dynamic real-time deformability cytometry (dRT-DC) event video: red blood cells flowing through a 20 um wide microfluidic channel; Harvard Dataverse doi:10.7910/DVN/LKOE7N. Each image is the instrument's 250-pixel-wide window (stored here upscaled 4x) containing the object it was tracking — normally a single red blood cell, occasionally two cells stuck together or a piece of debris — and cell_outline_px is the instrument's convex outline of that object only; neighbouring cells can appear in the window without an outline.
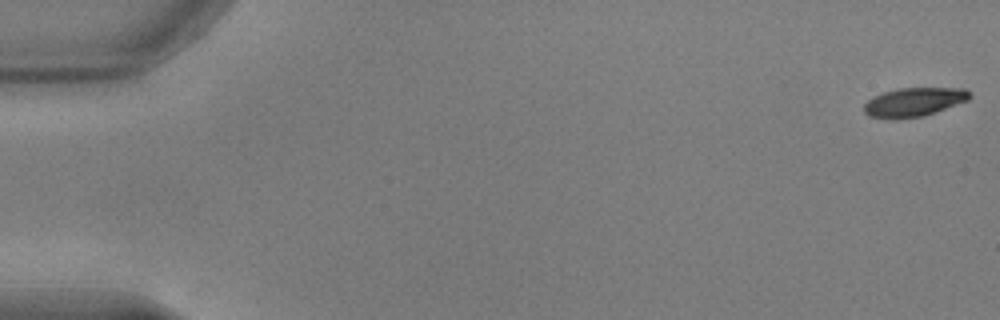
{"species": "common noctule bat (a hibernating species)", "species_latin": "Nyctalus noctula", "temperature_condition": "warm", "stored_images_in_passage": 54, "camera_frame_rate_fps": 3000, "um_per_image_px": 0.085, "animal": {"sex": "male", "body_mass_g": 17.9, "forearm_length_mm": 54.2}, "frame": {"image": 1, "passage_image": 1, "time_ms": 0.0, "image_size_px": [1000, 320], "cell_outline_px": [[972, 96], [968, 100], [936, 112], [924, 116], [896, 120], [892, 120], [868, 116], [864, 112], [864, 104], [872, 96], [896, 88], [964, 88]], "centroid_in_image_um": [77.64, 8.69], "position_along_channel_um": 7.4, "area_um2": 18.03}}
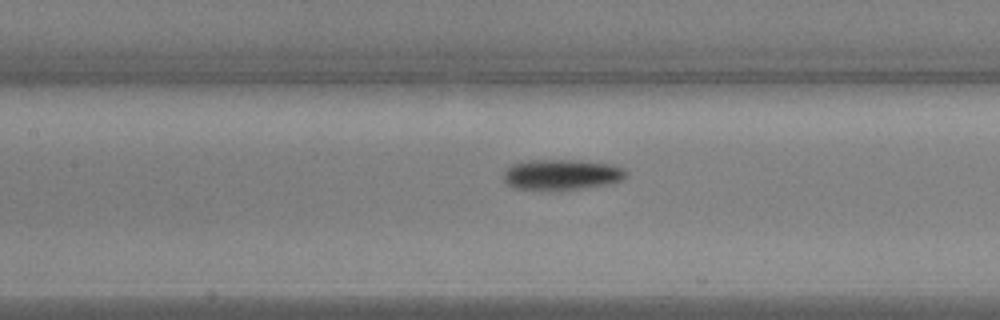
{"frame": {"image": 2, "passage_image": 25, "time_ms": 8.0, "image_size_px": [1000, 320], "cell_outline_px": [[628, 176], [624, 180], [612, 184], [560, 192], [540, 192], [512, 188], [504, 180], [504, 172], [512, 164], [528, 160], [580, 160], [612, 164], [624, 168], [628, 172]], "centroid_in_image_um": [47.78, 14.89], "position_along_channel_um": 159.6, "area_um2": 23.06}}
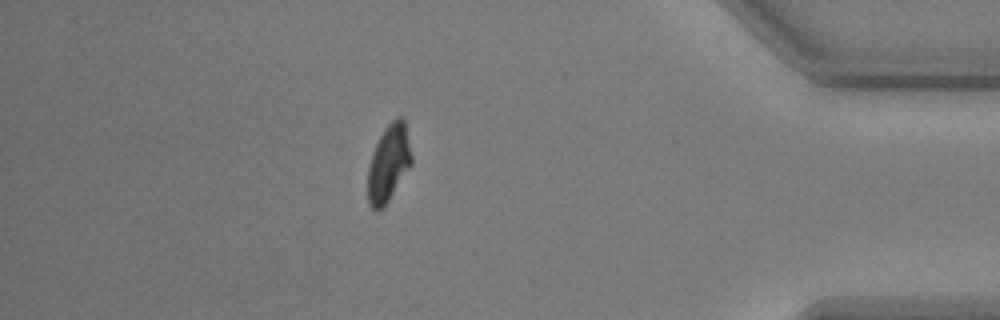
{"frame": {"image": 3, "passage_image": 47, "time_ms": 15.333, "image_size_px": [1000, 320], "cell_outline_px": [[412, 164], [384, 208], [380, 212], [376, 212], [368, 204], [368, 168], [372, 152], [384, 128], [396, 116], [400, 116], [404, 120], [412, 156]], "centroid_in_image_um": [33.02, 13.91], "position_along_channel_um": 402.2, "area_um2": 19.77}, "authors_computed_cell_mechanics": {"area_um2": 20.23, "velocity_mm_per_s": 3.8204, "shape_relaxation_time_tau1_ms": 2.7175, "shape_relaxation_time_tau2_ms": null, "deformation_change_tau1": 0.1513, "deformation_change_tau2": null}}